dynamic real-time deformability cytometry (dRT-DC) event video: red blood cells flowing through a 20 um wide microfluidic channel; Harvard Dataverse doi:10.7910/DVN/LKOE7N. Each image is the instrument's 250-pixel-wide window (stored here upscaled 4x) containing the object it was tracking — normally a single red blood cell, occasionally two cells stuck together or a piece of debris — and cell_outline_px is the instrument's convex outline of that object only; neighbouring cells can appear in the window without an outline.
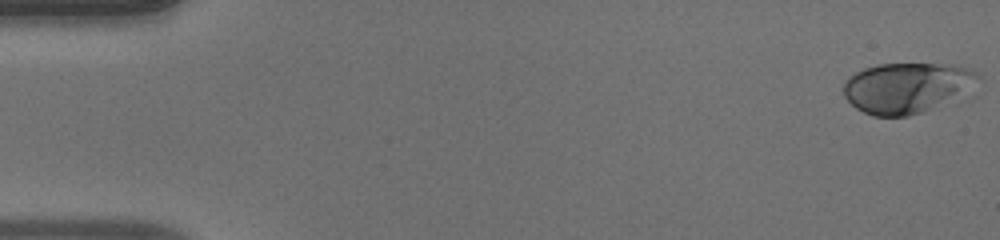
{"species": "human", "species_latin": "Homo sapiens", "temperature_condition": "warm", "stored_images_in_passage": 50, "camera_frame_rate_fps": 3000, "um_per_image_px": 0.085, "donor": {"sex": "male"}, "frame": {"image": 1, "passage_image": 1, "time_ms": 0.0, "image_size_px": [1000, 240], "cell_outline_px": [[980, 76], [924, 112], [908, 116], [872, 116], [856, 108], [844, 96], [844, 80], [848, 76], [864, 68], [876, 64], [940, 64], [964, 68], [976, 72]], "centroid_in_image_um": [76.83, 7.44], "position_along_channel_um": 8.2, "area_um2": 37.63}}
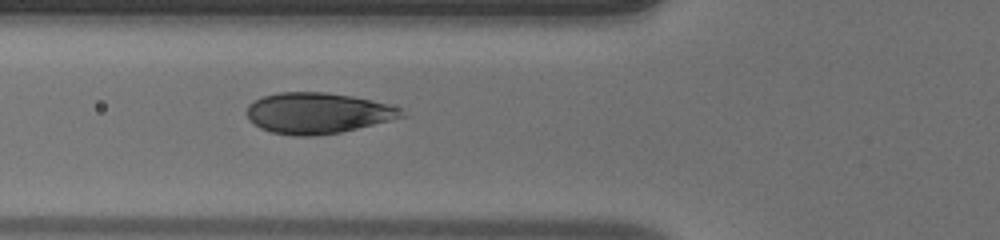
{"frame": {"image": 2, "passage_image": 19, "time_ms": 6.0, "image_size_px": [1000, 240], "cell_outline_px": [[408, 116], [340, 132], [312, 136], [292, 136], [272, 132], [260, 128], [252, 124], [248, 120], [244, 112], [248, 104], [252, 100], [276, 92], [324, 92], [352, 96], [372, 100], [388, 104], [400, 108]], "centroid_in_image_um": [26.94, 9.61], "position_along_channel_um": 98.9, "area_um2": 37.22}}
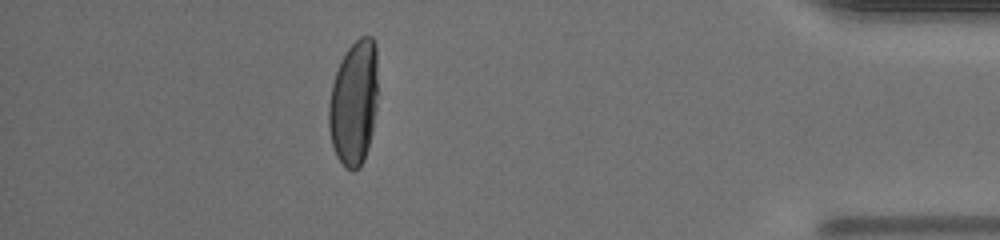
{"frame": {"image": 3, "passage_image": 45, "time_ms": 14.667, "image_size_px": [1000, 240], "cell_outline_px": [[376, 112], [372, 132], [368, 148], [364, 160], [360, 168], [352, 172], [344, 168], [336, 156], [332, 144], [328, 128], [328, 104], [332, 84], [336, 72], [348, 48], [360, 36], [372, 36], [376, 44]], "centroid_in_image_um": [30.07, 8.8], "position_along_channel_um": 405.1, "area_um2": 35.95}, "authors_computed_cell_mechanics": {"area_um2": 37.2521, "velocity_mm_per_s": 4.0674, "shape_relaxation_time_tau1_ms": 3.8161, "shape_relaxation_time_tau2_ms": null, "deformation_change_tau1": 0.1889, "deformation_change_tau2": null}}